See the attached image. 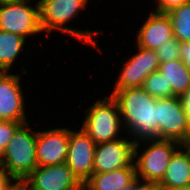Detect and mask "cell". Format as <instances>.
<instances>
[{"mask_svg": "<svg viewBox=\"0 0 190 190\" xmlns=\"http://www.w3.org/2000/svg\"><path fill=\"white\" fill-rule=\"evenodd\" d=\"M19 74L0 72V120L27 123Z\"/></svg>", "mask_w": 190, "mask_h": 190, "instance_id": "cell-13", "label": "cell"}, {"mask_svg": "<svg viewBox=\"0 0 190 190\" xmlns=\"http://www.w3.org/2000/svg\"><path fill=\"white\" fill-rule=\"evenodd\" d=\"M158 71L168 83V98L179 97L190 88V71L180 59L160 63Z\"/></svg>", "mask_w": 190, "mask_h": 190, "instance_id": "cell-17", "label": "cell"}, {"mask_svg": "<svg viewBox=\"0 0 190 190\" xmlns=\"http://www.w3.org/2000/svg\"><path fill=\"white\" fill-rule=\"evenodd\" d=\"M142 141L144 143L146 141L150 145L139 154L137 149L140 143L139 141L135 142L134 157H138L137 160L134 159L136 178H141L142 181L160 182L164 177L171 157L182 145L172 140L151 139Z\"/></svg>", "mask_w": 190, "mask_h": 190, "instance_id": "cell-5", "label": "cell"}, {"mask_svg": "<svg viewBox=\"0 0 190 190\" xmlns=\"http://www.w3.org/2000/svg\"><path fill=\"white\" fill-rule=\"evenodd\" d=\"M23 123L0 120V159L12 139L15 130Z\"/></svg>", "mask_w": 190, "mask_h": 190, "instance_id": "cell-22", "label": "cell"}, {"mask_svg": "<svg viewBox=\"0 0 190 190\" xmlns=\"http://www.w3.org/2000/svg\"><path fill=\"white\" fill-rule=\"evenodd\" d=\"M10 190H23L21 184H15Z\"/></svg>", "mask_w": 190, "mask_h": 190, "instance_id": "cell-30", "label": "cell"}, {"mask_svg": "<svg viewBox=\"0 0 190 190\" xmlns=\"http://www.w3.org/2000/svg\"><path fill=\"white\" fill-rule=\"evenodd\" d=\"M136 179V166L92 174L84 183L89 190H121Z\"/></svg>", "mask_w": 190, "mask_h": 190, "instance_id": "cell-16", "label": "cell"}, {"mask_svg": "<svg viewBox=\"0 0 190 190\" xmlns=\"http://www.w3.org/2000/svg\"><path fill=\"white\" fill-rule=\"evenodd\" d=\"M180 48L181 42H179L175 37L171 38L167 42L162 43L156 49L159 63L180 59Z\"/></svg>", "mask_w": 190, "mask_h": 190, "instance_id": "cell-21", "label": "cell"}, {"mask_svg": "<svg viewBox=\"0 0 190 190\" xmlns=\"http://www.w3.org/2000/svg\"><path fill=\"white\" fill-rule=\"evenodd\" d=\"M173 37V25L169 15L152 11L138 30L136 42L144 49L156 50Z\"/></svg>", "mask_w": 190, "mask_h": 190, "instance_id": "cell-14", "label": "cell"}, {"mask_svg": "<svg viewBox=\"0 0 190 190\" xmlns=\"http://www.w3.org/2000/svg\"><path fill=\"white\" fill-rule=\"evenodd\" d=\"M136 186H137V178L131 184L125 186L121 190H136Z\"/></svg>", "mask_w": 190, "mask_h": 190, "instance_id": "cell-28", "label": "cell"}, {"mask_svg": "<svg viewBox=\"0 0 190 190\" xmlns=\"http://www.w3.org/2000/svg\"><path fill=\"white\" fill-rule=\"evenodd\" d=\"M180 102L183 105V110L187 116L190 123V88L183 94L179 96Z\"/></svg>", "mask_w": 190, "mask_h": 190, "instance_id": "cell-26", "label": "cell"}, {"mask_svg": "<svg viewBox=\"0 0 190 190\" xmlns=\"http://www.w3.org/2000/svg\"><path fill=\"white\" fill-rule=\"evenodd\" d=\"M81 190H89L84 184L82 186V189Z\"/></svg>", "mask_w": 190, "mask_h": 190, "instance_id": "cell-32", "label": "cell"}, {"mask_svg": "<svg viewBox=\"0 0 190 190\" xmlns=\"http://www.w3.org/2000/svg\"><path fill=\"white\" fill-rule=\"evenodd\" d=\"M15 185L8 175L0 168V190H10Z\"/></svg>", "mask_w": 190, "mask_h": 190, "instance_id": "cell-27", "label": "cell"}, {"mask_svg": "<svg viewBox=\"0 0 190 190\" xmlns=\"http://www.w3.org/2000/svg\"><path fill=\"white\" fill-rule=\"evenodd\" d=\"M41 27L47 35L55 29L74 36L95 48L98 43L93 39L99 31L75 30L65 24L74 18L85 7L88 0H38ZM94 33V34H93ZM97 45V46H96Z\"/></svg>", "mask_w": 190, "mask_h": 190, "instance_id": "cell-3", "label": "cell"}, {"mask_svg": "<svg viewBox=\"0 0 190 190\" xmlns=\"http://www.w3.org/2000/svg\"><path fill=\"white\" fill-rule=\"evenodd\" d=\"M158 139L190 144V123L179 97L157 99Z\"/></svg>", "mask_w": 190, "mask_h": 190, "instance_id": "cell-7", "label": "cell"}, {"mask_svg": "<svg viewBox=\"0 0 190 190\" xmlns=\"http://www.w3.org/2000/svg\"><path fill=\"white\" fill-rule=\"evenodd\" d=\"M30 2L32 0L0 3V29L24 38L41 33L39 1L35 7L29 5Z\"/></svg>", "mask_w": 190, "mask_h": 190, "instance_id": "cell-6", "label": "cell"}, {"mask_svg": "<svg viewBox=\"0 0 190 190\" xmlns=\"http://www.w3.org/2000/svg\"><path fill=\"white\" fill-rule=\"evenodd\" d=\"M24 37L0 29V72H8L25 44Z\"/></svg>", "mask_w": 190, "mask_h": 190, "instance_id": "cell-18", "label": "cell"}, {"mask_svg": "<svg viewBox=\"0 0 190 190\" xmlns=\"http://www.w3.org/2000/svg\"><path fill=\"white\" fill-rule=\"evenodd\" d=\"M180 60L184 63L190 71V42L181 43Z\"/></svg>", "mask_w": 190, "mask_h": 190, "instance_id": "cell-24", "label": "cell"}, {"mask_svg": "<svg viewBox=\"0 0 190 190\" xmlns=\"http://www.w3.org/2000/svg\"><path fill=\"white\" fill-rule=\"evenodd\" d=\"M111 96L118 105L123 127L137 138L134 142L158 139L157 99L142 87L118 90Z\"/></svg>", "mask_w": 190, "mask_h": 190, "instance_id": "cell-1", "label": "cell"}, {"mask_svg": "<svg viewBox=\"0 0 190 190\" xmlns=\"http://www.w3.org/2000/svg\"><path fill=\"white\" fill-rule=\"evenodd\" d=\"M174 37L181 43L190 42V2L185 3L168 13Z\"/></svg>", "mask_w": 190, "mask_h": 190, "instance_id": "cell-19", "label": "cell"}, {"mask_svg": "<svg viewBox=\"0 0 190 190\" xmlns=\"http://www.w3.org/2000/svg\"><path fill=\"white\" fill-rule=\"evenodd\" d=\"M82 129L95 144L117 140L123 124L118 105L112 96L97 100L86 110Z\"/></svg>", "mask_w": 190, "mask_h": 190, "instance_id": "cell-4", "label": "cell"}, {"mask_svg": "<svg viewBox=\"0 0 190 190\" xmlns=\"http://www.w3.org/2000/svg\"><path fill=\"white\" fill-rule=\"evenodd\" d=\"M140 181L141 180L137 178L136 190H163V187L161 186L160 182L144 180V183H141Z\"/></svg>", "mask_w": 190, "mask_h": 190, "instance_id": "cell-25", "label": "cell"}, {"mask_svg": "<svg viewBox=\"0 0 190 190\" xmlns=\"http://www.w3.org/2000/svg\"><path fill=\"white\" fill-rule=\"evenodd\" d=\"M137 48L138 53L124 63L112 93L122 89L142 87L143 81L151 73L158 71L160 63L156 50L144 49L138 45Z\"/></svg>", "mask_w": 190, "mask_h": 190, "instance_id": "cell-9", "label": "cell"}, {"mask_svg": "<svg viewBox=\"0 0 190 190\" xmlns=\"http://www.w3.org/2000/svg\"><path fill=\"white\" fill-rule=\"evenodd\" d=\"M186 151H182L180 149ZM163 189H173L190 184V144L179 147L170 159L163 179Z\"/></svg>", "mask_w": 190, "mask_h": 190, "instance_id": "cell-15", "label": "cell"}, {"mask_svg": "<svg viewBox=\"0 0 190 190\" xmlns=\"http://www.w3.org/2000/svg\"><path fill=\"white\" fill-rule=\"evenodd\" d=\"M142 88L155 99L168 98V83L159 71L151 73L143 81Z\"/></svg>", "mask_w": 190, "mask_h": 190, "instance_id": "cell-20", "label": "cell"}, {"mask_svg": "<svg viewBox=\"0 0 190 190\" xmlns=\"http://www.w3.org/2000/svg\"><path fill=\"white\" fill-rule=\"evenodd\" d=\"M12 1H19V0H0V3H3V2H12Z\"/></svg>", "mask_w": 190, "mask_h": 190, "instance_id": "cell-31", "label": "cell"}, {"mask_svg": "<svg viewBox=\"0 0 190 190\" xmlns=\"http://www.w3.org/2000/svg\"><path fill=\"white\" fill-rule=\"evenodd\" d=\"M134 146V140L129 141L127 138L96 144L93 174L135 166Z\"/></svg>", "mask_w": 190, "mask_h": 190, "instance_id": "cell-10", "label": "cell"}, {"mask_svg": "<svg viewBox=\"0 0 190 190\" xmlns=\"http://www.w3.org/2000/svg\"><path fill=\"white\" fill-rule=\"evenodd\" d=\"M23 190H81L83 183L66 163L37 167L21 183Z\"/></svg>", "mask_w": 190, "mask_h": 190, "instance_id": "cell-8", "label": "cell"}, {"mask_svg": "<svg viewBox=\"0 0 190 190\" xmlns=\"http://www.w3.org/2000/svg\"><path fill=\"white\" fill-rule=\"evenodd\" d=\"M157 8L155 12L159 13H169L173 9L178 8L179 6L190 2V0H157Z\"/></svg>", "mask_w": 190, "mask_h": 190, "instance_id": "cell-23", "label": "cell"}, {"mask_svg": "<svg viewBox=\"0 0 190 190\" xmlns=\"http://www.w3.org/2000/svg\"><path fill=\"white\" fill-rule=\"evenodd\" d=\"M70 130L54 128L37 131L36 155L38 167L66 163Z\"/></svg>", "mask_w": 190, "mask_h": 190, "instance_id": "cell-12", "label": "cell"}, {"mask_svg": "<svg viewBox=\"0 0 190 190\" xmlns=\"http://www.w3.org/2000/svg\"><path fill=\"white\" fill-rule=\"evenodd\" d=\"M31 131L28 122L21 124L13 133L12 139L0 159V168L11 180L15 181V184H21L38 167L37 131Z\"/></svg>", "mask_w": 190, "mask_h": 190, "instance_id": "cell-2", "label": "cell"}, {"mask_svg": "<svg viewBox=\"0 0 190 190\" xmlns=\"http://www.w3.org/2000/svg\"><path fill=\"white\" fill-rule=\"evenodd\" d=\"M163 190H190V184L182 187H177L173 189H163Z\"/></svg>", "mask_w": 190, "mask_h": 190, "instance_id": "cell-29", "label": "cell"}, {"mask_svg": "<svg viewBox=\"0 0 190 190\" xmlns=\"http://www.w3.org/2000/svg\"><path fill=\"white\" fill-rule=\"evenodd\" d=\"M95 148L82 128L78 132L70 130L66 165L83 184L93 174Z\"/></svg>", "mask_w": 190, "mask_h": 190, "instance_id": "cell-11", "label": "cell"}]
</instances>
